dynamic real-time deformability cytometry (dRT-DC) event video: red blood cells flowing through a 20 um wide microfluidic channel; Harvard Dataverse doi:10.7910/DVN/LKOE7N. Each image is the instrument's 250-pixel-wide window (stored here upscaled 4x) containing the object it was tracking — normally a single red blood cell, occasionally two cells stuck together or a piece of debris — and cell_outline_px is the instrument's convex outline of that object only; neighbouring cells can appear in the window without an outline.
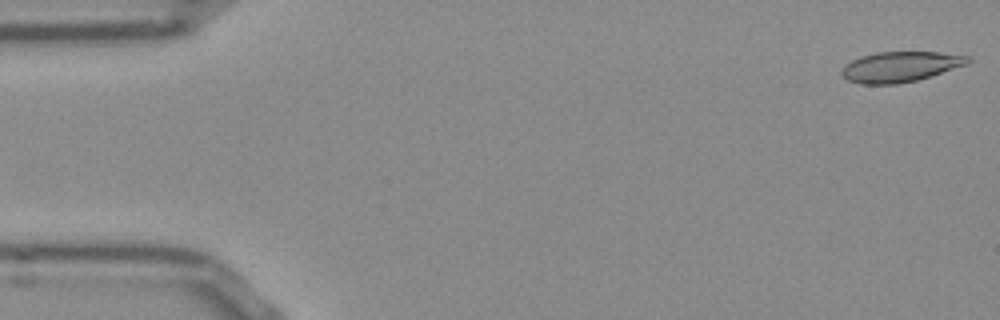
{"species": "Egyptian fruit bat (a non-hibernating species)", "species_latin": "Rousettus aegyptiacus", "temperature_condition": "room temperature", "stored_images_in_passage": 52, "camera_frame_rate_fps": 3000, "um_per_image_px": 0.085, "frame": {"image": 1, "passage_image": 1, "time_ms": 0.0, "image_size_px": [1000, 320], "cell_outline_px": [[972, 60], [968, 64], [916, 80], [896, 84], [860, 84], [848, 80], [840, 76], [840, 72], [844, 64], [860, 56], [876, 52], [940, 52], [972, 56]], "centroid_in_image_um": [76.5, 5.66], "position_along_channel_um": 8.5, "area_um2": 22.48}}
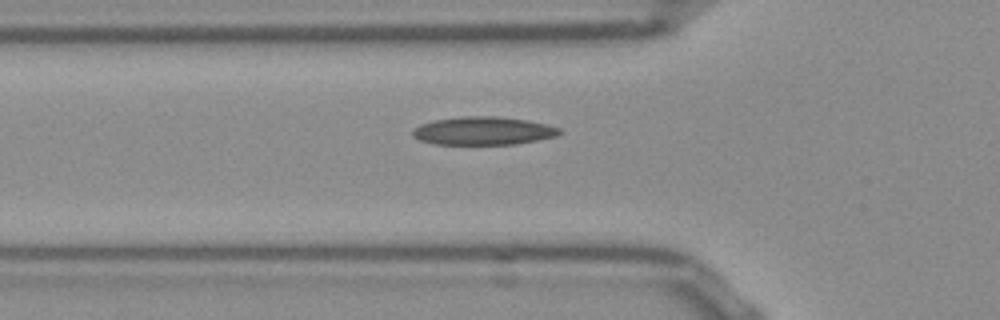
{"frame": {"image": 2, "passage_image": 17, "time_ms": 5.333, "image_size_px": [1000, 320], "cell_outline_px": [[560, 132], [556, 136], [516, 144], [432, 144], [420, 140], [412, 136], [412, 128], [420, 124], [432, 120], [460, 116], [496, 116], [528, 120], [548, 124], [560, 128]], "centroid_in_image_um": [41.03, 11.11], "position_along_channel_um": 84.8, "area_um2": 24.28}}
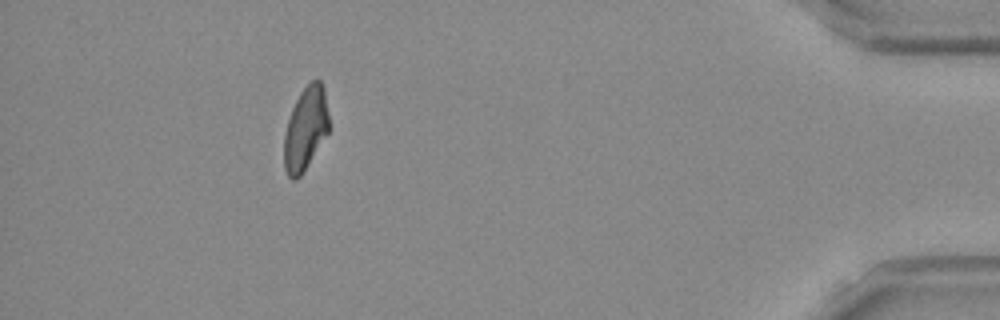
{"frame": {"image": 3, "passage_image": 47, "time_ms": 15.333, "image_size_px": [1000, 320], "cell_outline_px": [[328, 132], [300, 176], [296, 180], [292, 180], [288, 176], [284, 168], [284, 132], [292, 108], [300, 92], [312, 80], [320, 80], [324, 88], [328, 112]], "centroid_in_image_um": [25.95, 10.94], "position_along_channel_um": 409.2, "area_um2": 21.5}, "authors_computed_cell_mechanics": {"area_um2": 22.7154, "velocity_mm_per_s": 3.8501, "shape_relaxation_time_tau1_ms": null, "shape_relaxation_time_tau2_ms": 4.0944, "deformation_change_tau1": null, "deformation_change_tau2": 0.1188}}